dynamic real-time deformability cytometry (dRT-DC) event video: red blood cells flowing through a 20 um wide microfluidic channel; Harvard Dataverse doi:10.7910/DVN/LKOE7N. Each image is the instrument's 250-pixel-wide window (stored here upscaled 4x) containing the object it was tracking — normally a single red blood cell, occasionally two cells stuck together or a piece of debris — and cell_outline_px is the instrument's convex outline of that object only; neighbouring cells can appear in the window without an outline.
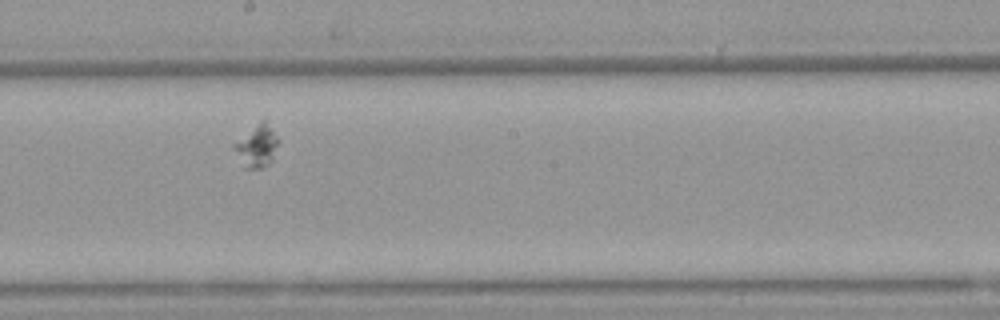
{"species": "Egyptian fruit bat (a non-hibernating species)", "species_latin": "Rousettus aegyptiacus", "temperature_condition": "warm", "stored_images_in_passage": 43, "camera_frame_rate_fps": 3000, "um_per_image_px": 0.085, "animal": {"sex": "female"}, "frame": {"image": 1, "passage_image": 19, "time_ms": 6.0, "image_size_px": [1000, 320], "cell_outline_px": [[280, 140], [272, 160], [268, 164], [260, 168], [244, 168], [232, 148], [232, 144], [264, 116]], "centroid_in_image_um": [21.83, 12.36], "position_along_channel_um": 226.4, "area_um2": 11.21}}
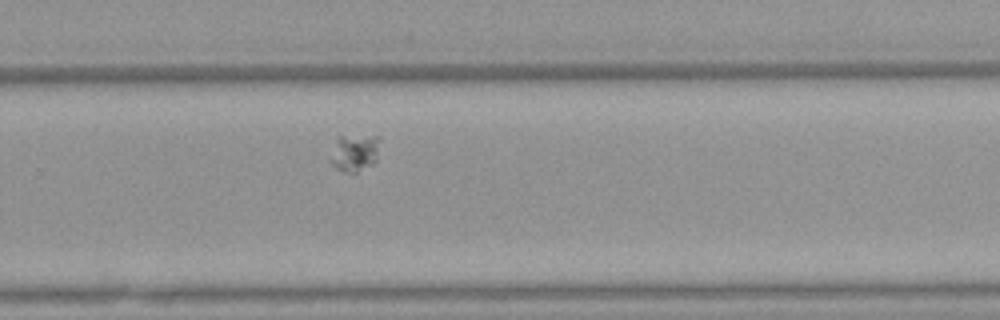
{"frame": {"image": 2, "passage_image": 25, "time_ms": 8.0, "image_size_px": [1000, 320], "cell_outline_px": [[380, 136], [376, 160], [372, 164], [356, 172], [344, 172], [336, 168], [328, 160], [336, 136]], "centroid_in_image_um": [30.09, 12.97], "position_along_channel_um": 299.7, "area_um2": 10.81}}